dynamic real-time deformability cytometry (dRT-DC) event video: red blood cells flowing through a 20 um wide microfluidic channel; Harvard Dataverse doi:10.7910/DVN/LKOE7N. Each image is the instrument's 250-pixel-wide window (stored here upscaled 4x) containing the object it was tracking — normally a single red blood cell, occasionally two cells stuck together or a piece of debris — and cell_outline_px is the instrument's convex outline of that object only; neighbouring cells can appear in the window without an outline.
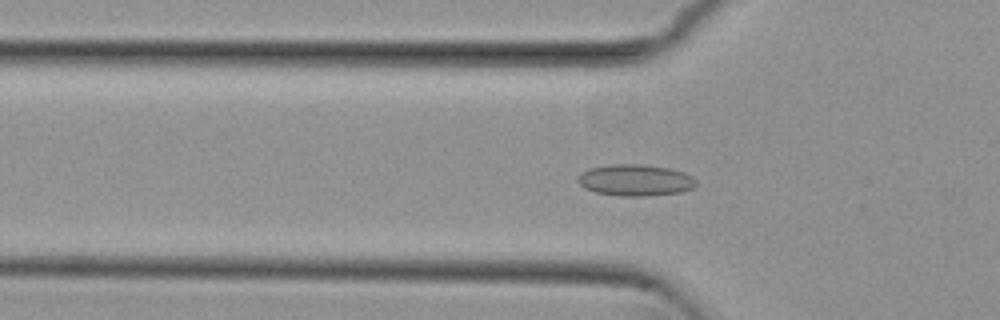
{"species": "common noctule bat (a hibernating species)", "species_latin": "Nyctalus noctula", "temperature_condition": "cold", "stored_images_in_passage": 53, "camera_frame_rate_fps": 3000, "um_per_image_px": 0.085, "animal": {"sex": "female", "body_mass_g": 29.2, "forearm_length_mm": 56.3}, "frame": {"image": 1, "passage_image": 17, "time_ms": 5.333, "image_size_px": [1000, 320], "cell_outline_px": [[696, 188], [680, 192], [648, 196], [620, 196], [596, 192], [584, 188], [576, 180], [580, 172], [592, 168], [612, 164], [636, 164], [668, 168], [684, 172], [692, 176], [696, 180]], "centroid_in_image_um": [54.01, 15.32], "position_along_channel_um": 71.8, "area_um2": 21.73}}
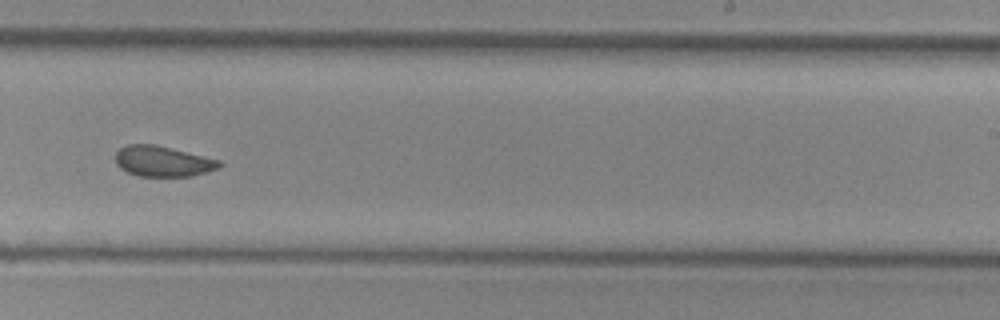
{"frame": {"image": 2, "passage_image": 33, "time_ms": 10.667, "image_size_px": [1000, 320], "cell_outline_px": [[224, 164], [220, 168], [208, 172], [192, 176], [136, 176], [120, 168], [116, 164], [116, 152], [120, 148], [128, 144], [156, 144], [220, 160]], "centroid_in_image_um": [13.86, 13.71], "position_along_channel_um": 275.1, "area_um2": 18.67}}
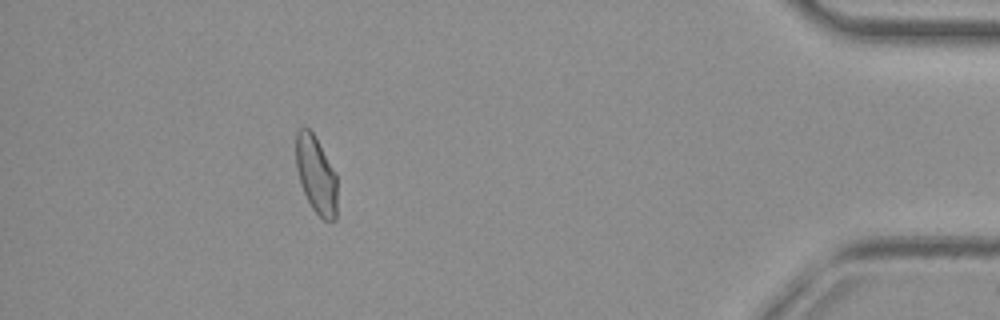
{"frame": {"image": 3, "passage_image": 48, "time_ms": 15.667, "image_size_px": [1000, 320], "cell_outline_px": [[336, 220], [324, 220], [312, 208], [300, 184], [296, 168], [296, 132], [300, 128], [308, 128], [312, 132], [336, 172]], "centroid_in_image_um": [26.86, 14.86], "position_along_channel_um": 408.3, "area_um2": 18.44}, "authors_computed_cell_mechanics": {"area_um2": 19.4786, "velocity_mm_per_s": 3.8127, "shape_relaxation_time_tau1_ms": null, "shape_relaxation_time_tau2_ms": 1.4737, "deformation_change_tau1": null, "deformation_change_tau2": 0.0679}}